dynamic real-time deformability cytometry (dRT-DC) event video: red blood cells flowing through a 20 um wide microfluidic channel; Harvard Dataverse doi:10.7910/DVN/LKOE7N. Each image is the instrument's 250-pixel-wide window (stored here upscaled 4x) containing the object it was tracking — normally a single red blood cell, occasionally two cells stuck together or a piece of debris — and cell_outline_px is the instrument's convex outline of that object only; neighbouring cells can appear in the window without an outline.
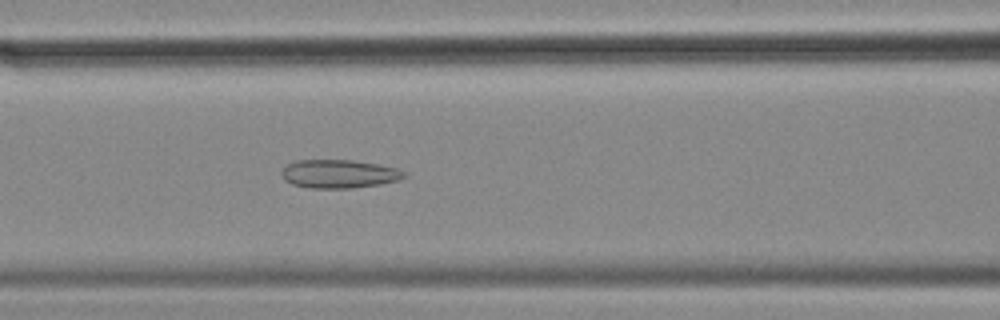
{"species": "common noctule bat (a hibernating species)", "species_latin": "Nyctalus noctula", "temperature_condition": "cold", "stored_images_in_passage": 40, "camera_frame_rate_fps": 3000, "um_per_image_px": 0.085, "animal": {"sex": "female", "body_mass_g": 18.4}, "frame": {"image": 1, "passage_image": 13, "time_ms": 4.0, "image_size_px": [1000, 320], "cell_outline_px": [[404, 176], [400, 180], [380, 184], [352, 188], [308, 188], [292, 184], [284, 180], [280, 172], [288, 164], [296, 160], [352, 160], [380, 164], [396, 168], [404, 172]], "centroid_in_image_um": [28.79, 14.78], "position_along_channel_um": 137.8, "area_um2": 20.35}}
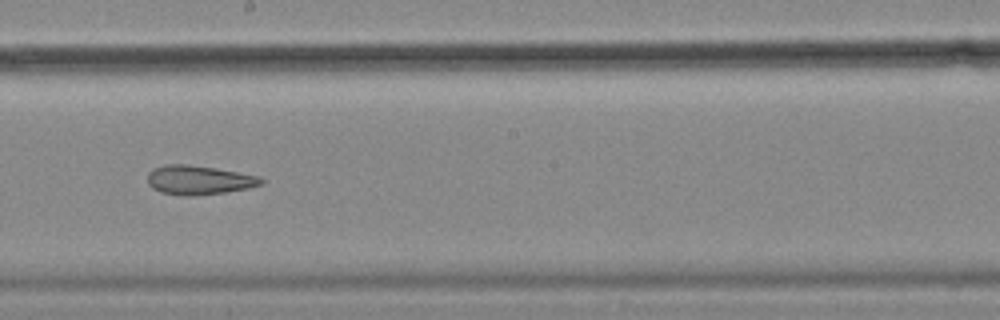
{"frame": {"image": 2, "passage_image": 21, "time_ms": 6.667, "image_size_px": [1000, 320], "cell_outline_px": [[264, 184], [248, 188], [224, 192], [188, 196], [160, 192], [152, 188], [148, 184], [148, 172], [152, 168], [164, 164], [188, 164], [216, 168], [260, 176], [264, 180]], "centroid_in_image_um": [16.89, 15.29], "position_along_channel_um": 231.3, "area_um2": 19.36}}
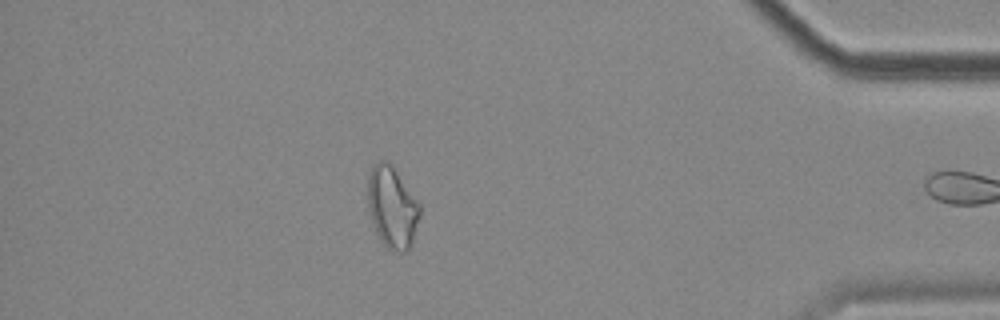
{"frame": {"image": 3, "passage_image": 39, "time_ms": 12.667, "image_size_px": [1000, 320], "cell_outline_px": [[420, 216], [408, 252], [400, 252], [388, 248], [380, 240], [376, 232], [368, 208], [368, 176], [372, 164], [380, 160], [388, 160], [392, 164], [420, 204]], "centroid_in_image_um": [33.33, 17.58], "position_along_channel_um": 401.9, "area_um2": 24.74}, "authors_computed_cell_mechanics": {"area_um2": 20.1722, "velocity_mm_per_s": 3.5258, "shape_relaxation_time_tau1_ms": null, "shape_relaxation_time_tau2_ms": 4.6296, "deformation_change_tau1": null, "deformation_change_tau2": 0.1398}}